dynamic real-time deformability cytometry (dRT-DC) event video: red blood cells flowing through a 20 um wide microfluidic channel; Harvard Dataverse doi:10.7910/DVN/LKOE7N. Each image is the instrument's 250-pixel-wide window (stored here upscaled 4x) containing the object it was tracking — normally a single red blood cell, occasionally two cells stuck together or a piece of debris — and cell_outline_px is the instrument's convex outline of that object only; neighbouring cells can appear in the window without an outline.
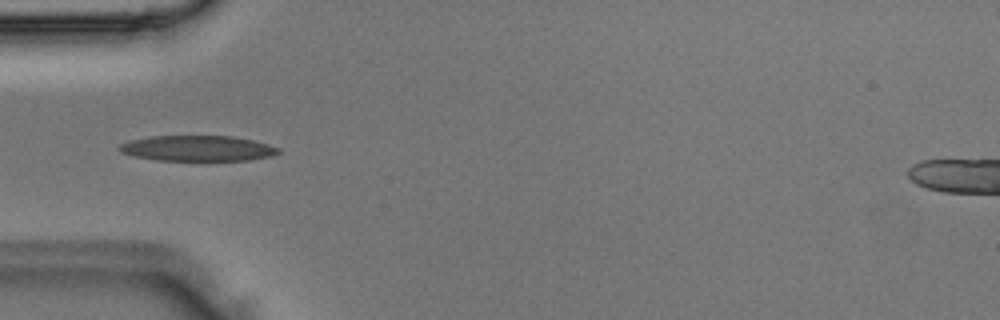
{"species": "Egyptian fruit bat (a non-hibernating species)", "species_latin": "Rousettus aegyptiacus", "temperature_condition": "room temperature", "stored_images_in_passage": 4, "camera_frame_rate_fps": 3000, "um_per_image_px": 0.085, "animal": {"sex": "male"}, "frame": {"image": 1, "passage_image": 4, "time_ms": 1.0, "image_size_px": [1000, 320], "cell_outline_px": [[280, 152], [272, 156], [248, 160], [156, 160], [136, 156], [120, 152], [116, 148], [120, 144], [128, 140], [148, 136], [232, 136], [252, 140], [268, 144], [280, 148]], "centroid_in_image_um": [16.77, 12.6], "position_along_channel_um": 68.2, "area_um2": 23.7}}